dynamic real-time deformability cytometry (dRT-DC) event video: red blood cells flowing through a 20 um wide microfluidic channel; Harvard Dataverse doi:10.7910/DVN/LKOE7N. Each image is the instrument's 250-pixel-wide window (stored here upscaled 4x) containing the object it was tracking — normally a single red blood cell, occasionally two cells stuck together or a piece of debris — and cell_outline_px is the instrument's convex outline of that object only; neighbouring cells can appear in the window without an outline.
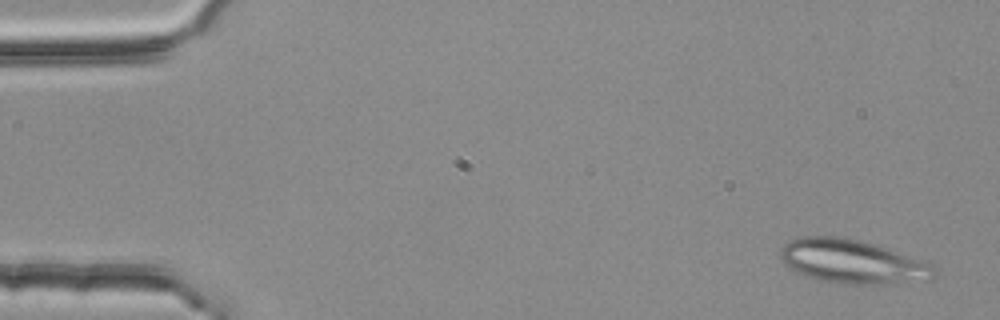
{"species": "common noctule bat (a hibernating species)", "species_latin": "Nyctalus noctula", "temperature_condition": "room temperature", "stored_images_in_passage": 4, "camera_frame_rate_fps": 3000, "um_per_image_px": 0.085, "animal": {"sex": "female", "body_mass_g": 25.1}, "frame": {"image": 1, "passage_image": 1, "time_ms": 0.0, "image_size_px": [1000, 320], "cell_outline_px": [[940, 272], [936, 276], [928, 280], [904, 284], [844, 284], [820, 280], [796, 272], [780, 256], [780, 252], [784, 244], [788, 240], [800, 236], [836, 236], [860, 240], [936, 260]], "centroid_in_image_um": [72.71, 22.23], "position_along_channel_um": 12.3, "area_um2": 40.86}}